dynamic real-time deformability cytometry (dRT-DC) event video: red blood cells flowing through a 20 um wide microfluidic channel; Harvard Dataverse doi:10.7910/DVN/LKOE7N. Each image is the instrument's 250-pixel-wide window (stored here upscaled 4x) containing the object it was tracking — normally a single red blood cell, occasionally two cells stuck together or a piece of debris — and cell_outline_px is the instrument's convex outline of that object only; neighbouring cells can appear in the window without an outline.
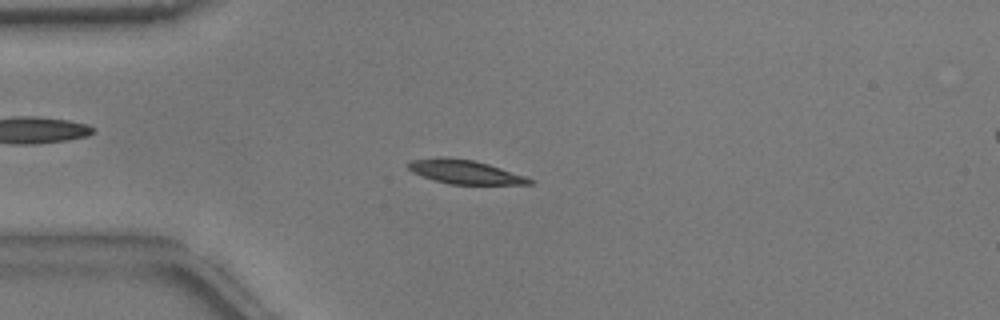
{"species": "common noctule bat (a hibernating species)", "species_latin": "Nyctalus noctula", "temperature_condition": "warm", "stored_images_in_passage": 41, "camera_frame_rate_fps": 3000, "um_per_image_px": 0.085, "animal": {"sex": "male", "body_mass_g": 17.9}, "frame": {"image": 1, "passage_image": 1, "time_ms": 0.0, "image_size_px": [1000, 320], "cell_outline_px": [[536, 180], [532, 184], [448, 184], [432, 180], [412, 172], [408, 168], [408, 164], [412, 160], [440, 156], [444, 156], [476, 160]], "centroid_in_image_um": [39.49, 14.6], "position_along_channel_um": 45.5, "area_um2": 16.94}}
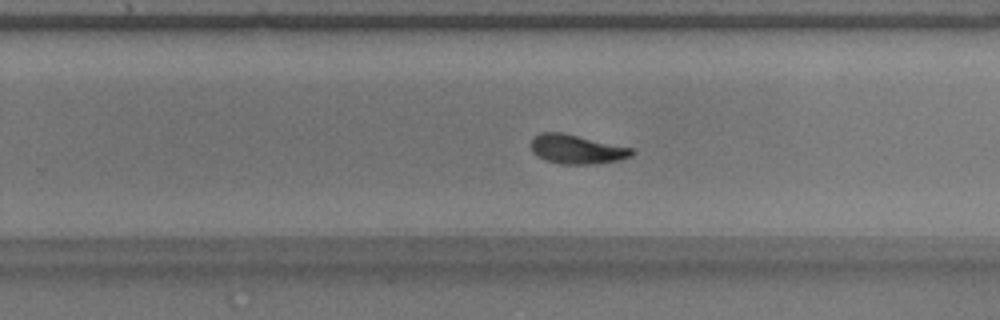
{"frame": {"image": 2, "passage_image": 21, "time_ms": 6.667, "image_size_px": [1000, 320], "cell_outline_px": [[636, 152], [632, 156], [620, 160], [592, 164], [560, 164], [544, 160], [532, 152], [532, 136], [540, 132], [564, 132], [636, 148]], "centroid_in_image_um": [49.07, 12.67], "position_along_channel_um": 280.7, "area_um2": 17.63}}
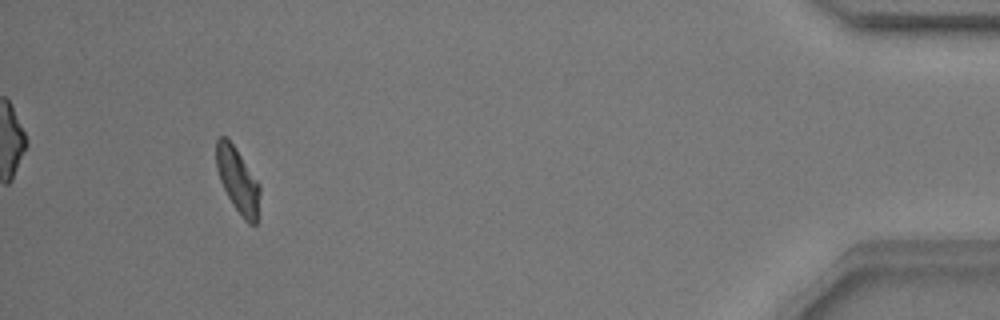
{"frame": {"image": 3, "passage_image": 37, "time_ms": 12.0, "image_size_px": [1000, 320], "cell_outline_px": [[260, 192], [256, 224], [248, 224], [244, 220], [232, 204], [220, 180], [216, 168], [216, 140], [220, 136], [224, 136], [232, 144], [260, 184]], "centroid_in_image_um": [20.2, 15.35], "position_along_channel_um": 415.0, "area_um2": 16.24}, "authors_computed_cell_mechanics": {"area_um2": 17.34, "velocity_mm_per_s": 3.777, "shape_relaxation_time_tau1_ms": 2.4817, "shape_relaxation_time_tau2_ms": 1.9438, "deformation_change_tau1": 0.1352, "deformation_change_tau2": 0.07}}